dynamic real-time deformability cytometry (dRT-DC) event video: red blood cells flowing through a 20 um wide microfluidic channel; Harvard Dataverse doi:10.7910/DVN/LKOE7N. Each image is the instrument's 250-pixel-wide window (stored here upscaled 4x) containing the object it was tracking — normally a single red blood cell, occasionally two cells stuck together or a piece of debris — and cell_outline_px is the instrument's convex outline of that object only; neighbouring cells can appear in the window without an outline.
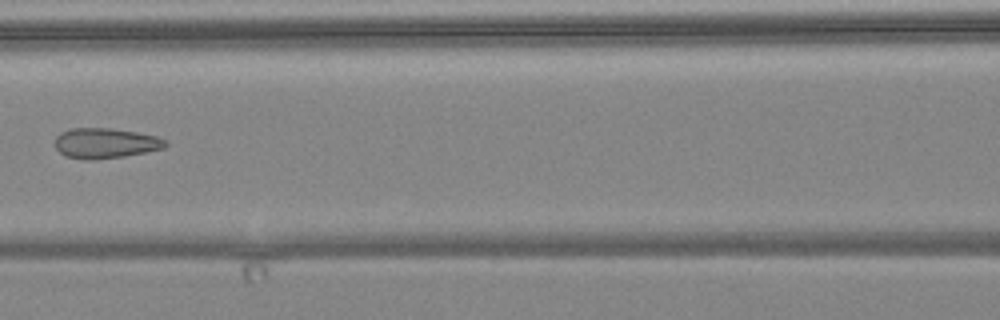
{"species": "common noctule bat (a hibernating species)", "species_latin": "Nyctalus noctula", "temperature_condition": "warm", "stored_images_in_passage": 6, "camera_frame_rate_fps": 3000, "um_per_image_px": 0.085, "animal": {"sex": "female", "body_mass_g": 24.6, "forearm_length_mm": 56.2}, "frame": {"image": 1, "passage_image": 6, "time_ms": 7.0, "image_size_px": [1000, 320], "cell_outline_px": [[168, 144], [164, 148], [124, 156], [92, 160], [84, 160], [64, 156], [56, 148], [56, 136], [60, 132], [72, 128], [112, 128], [136, 132], [156, 136], [168, 140]], "centroid_in_image_um": [8.96, 12.17], "position_along_channel_um": 157.6, "area_um2": 19.54}}